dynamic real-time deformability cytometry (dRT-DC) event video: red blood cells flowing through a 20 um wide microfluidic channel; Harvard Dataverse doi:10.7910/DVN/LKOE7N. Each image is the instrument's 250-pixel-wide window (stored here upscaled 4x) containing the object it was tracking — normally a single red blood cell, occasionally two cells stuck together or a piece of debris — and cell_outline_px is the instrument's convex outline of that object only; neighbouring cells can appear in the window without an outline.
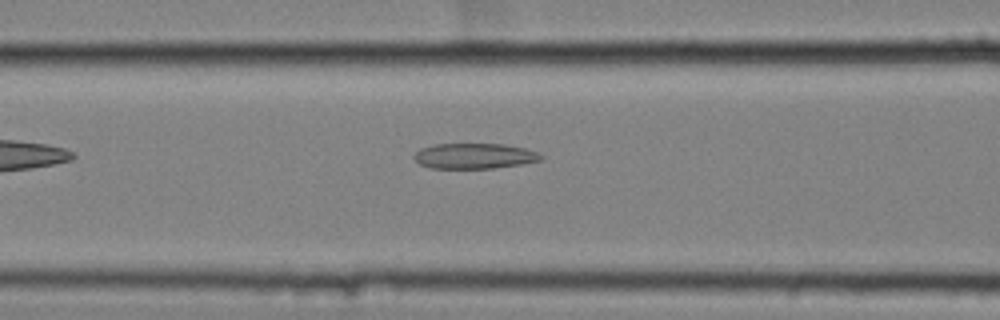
{"species": "common noctule bat (a hibernating species)", "species_latin": "Nyctalus noctula", "temperature_condition": "cold", "stored_images_in_passage": 36, "camera_frame_rate_fps": 3000, "um_per_image_px": 0.085, "animal": {"sex": "female", "body_mass_g": 25.1}, "frame": {"image": 1, "passage_image": 6, "time_ms": 1.667, "image_size_px": [1000, 320], "cell_outline_px": [[544, 156], [540, 160], [524, 164], [492, 168], [428, 168], [420, 164], [412, 156], [420, 148], [432, 144], [504, 144], [524, 148], [536, 152]], "centroid_in_image_um": [40.3, 13.26], "position_along_channel_um": 126.3, "area_um2": 18.84}}
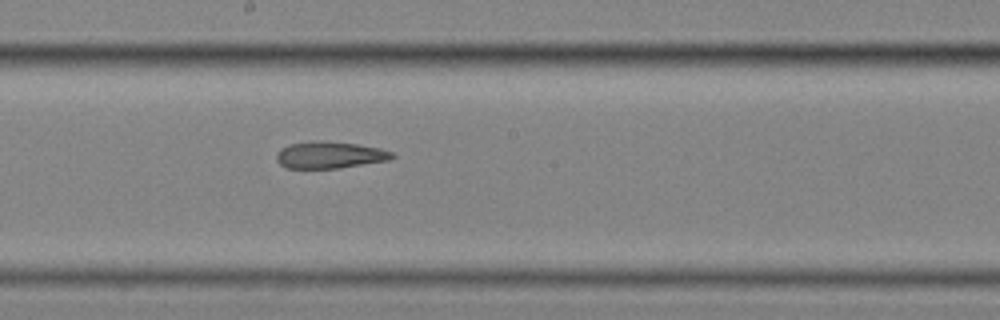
{"frame": {"image": 2, "passage_image": 14, "time_ms": 4.333, "image_size_px": [1000, 320], "cell_outline_px": [[396, 156], [388, 160], [340, 168], [288, 168], [280, 164], [276, 160], [276, 152], [280, 148], [288, 144], [316, 140], [324, 140], [356, 144], [380, 148], [392, 152]], "centroid_in_image_um": [27.99, 13.16], "position_along_channel_um": 220.2, "area_um2": 18.21}}
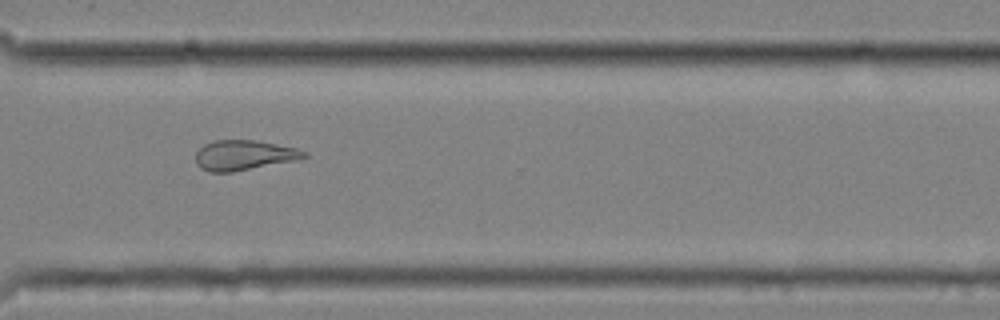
{"frame": {"image": 3, "passage_image": 25, "time_ms": 8.0, "image_size_px": [1000, 320], "cell_outline_px": [[308, 156], [296, 160], [232, 172], [208, 172], [200, 168], [196, 164], [196, 152], [204, 144], [216, 140], [256, 140], [296, 148], [308, 152]], "centroid_in_image_um": [20.72, 13.19], "position_along_channel_um": 349.9, "area_um2": 18.96}}